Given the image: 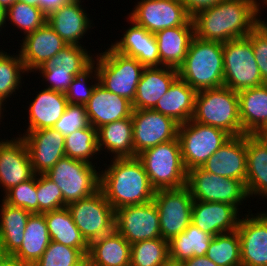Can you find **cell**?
<instances>
[{
	"mask_svg": "<svg viewBox=\"0 0 267 266\" xmlns=\"http://www.w3.org/2000/svg\"><path fill=\"white\" fill-rule=\"evenodd\" d=\"M97 153L99 154L97 129L92 125L78 129L65 137L66 157L94 164L92 162L98 158Z\"/></svg>",
	"mask_w": 267,
	"mask_h": 266,
	"instance_id": "37",
	"label": "cell"
},
{
	"mask_svg": "<svg viewBox=\"0 0 267 266\" xmlns=\"http://www.w3.org/2000/svg\"><path fill=\"white\" fill-rule=\"evenodd\" d=\"M85 108L90 125L96 129L105 124L131 117L133 111L131 101L106 90L99 83L95 86Z\"/></svg>",
	"mask_w": 267,
	"mask_h": 266,
	"instance_id": "24",
	"label": "cell"
},
{
	"mask_svg": "<svg viewBox=\"0 0 267 266\" xmlns=\"http://www.w3.org/2000/svg\"><path fill=\"white\" fill-rule=\"evenodd\" d=\"M0 266H31L18 260L14 255L0 253Z\"/></svg>",
	"mask_w": 267,
	"mask_h": 266,
	"instance_id": "53",
	"label": "cell"
},
{
	"mask_svg": "<svg viewBox=\"0 0 267 266\" xmlns=\"http://www.w3.org/2000/svg\"><path fill=\"white\" fill-rule=\"evenodd\" d=\"M261 77L267 84V26L260 22L248 35Z\"/></svg>",
	"mask_w": 267,
	"mask_h": 266,
	"instance_id": "48",
	"label": "cell"
},
{
	"mask_svg": "<svg viewBox=\"0 0 267 266\" xmlns=\"http://www.w3.org/2000/svg\"><path fill=\"white\" fill-rule=\"evenodd\" d=\"M196 94L192 87L178 77L153 110L173 118L179 124L186 123L193 116Z\"/></svg>",
	"mask_w": 267,
	"mask_h": 266,
	"instance_id": "29",
	"label": "cell"
},
{
	"mask_svg": "<svg viewBox=\"0 0 267 266\" xmlns=\"http://www.w3.org/2000/svg\"><path fill=\"white\" fill-rule=\"evenodd\" d=\"M258 141L267 147V124L262 125L252 134Z\"/></svg>",
	"mask_w": 267,
	"mask_h": 266,
	"instance_id": "54",
	"label": "cell"
},
{
	"mask_svg": "<svg viewBox=\"0 0 267 266\" xmlns=\"http://www.w3.org/2000/svg\"><path fill=\"white\" fill-rule=\"evenodd\" d=\"M40 73V76L46 82V89L54 90L61 93H66L74 75L69 70H57V67L38 68L34 73Z\"/></svg>",
	"mask_w": 267,
	"mask_h": 266,
	"instance_id": "49",
	"label": "cell"
},
{
	"mask_svg": "<svg viewBox=\"0 0 267 266\" xmlns=\"http://www.w3.org/2000/svg\"><path fill=\"white\" fill-rule=\"evenodd\" d=\"M93 65L102 87L133 102L145 68L136 58L120 54L108 46L104 52L95 55Z\"/></svg>",
	"mask_w": 267,
	"mask_h": 266,
	"instance_id": "5",
	"label": "cell"
},
{
	"mask_svg": "<svg viewBox=\"0 0 267 266\" xmlns=\"http://www.w3.org/2000/svg\"><path fill=\"white\" fill-rule=\"evenodd\" d=\"M38 92L28 106L25 132L53 128L69 104L64 93L46 88Z\"/></svg>",
	"mask_w": 267,
	"mask_h": 266,
	"instance_id": "26",
	"label": "cell"
},
{
	"mask_svg": "<svg viewBox=\"0 0 267 266\" xmlns=\"http://www.w3.org/2000/svg\"><path fill=\"white\" fill-rule=\"evenodd\" d=\"M3 20H4V12L2 11V9L0 8V32L3 30L2 26H3Z\"/></svg>",
	"mask_w": 267,
	"mask_h": 266,
	"instance_id": "59",
	"label": "cell"
},
{
	"mask_svg": "<svg viewBox=\"0 0 267 266\" xmlns=\"http://www.w3.org/2000/svg\"><path fill=\"white\" fill-rule=\"evenodd\" d=\"M25 70L20 54L16 51L13 55L0 50V99L3 102L10 100L12 94L22 89V75ZM17 90V91H16Z\"/></svg>",
	"mask_w": 267,
	"mask_h": 266,
	"instance_id": "38",
	"label": "cell"
},
{
	"mask_svg": "<svg viewBox=\"0 0 267 266\" xmlns=\"http://www.w3.org/2000/svg\"><path fill=\"white\" fill-rule=\"evenodd\" d=\"M89 164L70 157L61 158L45 175L62 192L63 203L87 198L100 190V165Z\"/></svg>",
	"mask_w": 267,
	"mask_h": 266,
	"instance_id": "7",
	"label": "cell"
},
{
	"mask_svg": "<svg viewBox=\"0 0 267 266\" xmlns=\"http://www.w3.org/2000/svg\"><path fill=\"white\" fill-rule=\"evenodd\" d=\"M177 78V69L165 66L145 67L137 85L132 108L153 109Z\"/></svg>",
	"mask_w": 267,
	"mask_h": 266,
	"instance_id": "25",
	"label": "cell"
},
{
	"mask_svg": "<svg viewBox=\"0 0 267 266\" xmlns=\"http://www.w3.org/2000/svg\"><path fill=\"white\" fill-rule=\"evenodd\" d=\"M26 143L33 171L46 174L61 158L65 157V137L54 128L18 134Z\"/></svg>",
	"mask_w": 267,
	"mask_h": 266,
	"instance_id": "17",
	"label": "cell"
},
{
	"mask_svg": "<svg viewBox=\"0 0 267 266\" xmlns=\"http://www.w3.org/2000/svg\"><path fill=\"white\" fill-rule=\"evenodd\" d=\"M247 176L246 190L249 198L267 199V147L253 135H246ZM254 195V196H253Z\"/></svg>",
	"mask_w": 267,
	"mask_h": 266,
	"instance_id": "32",
	"label": "cell"
},
{
	"mask_svg": "<svg viewBox=\"0 0 267 266\" xmlns=\"http://www.w3.org/2000/svg\"><path fill=\"white\" fill-rule=\"evenodd\" d=\"M17 0H0V8L5 12L10 6H12Z\"/></svg>",
	"mask_w": 267,
	"mask_h": 266,
	"instance_id": "55",
	"label": "cell"
},
{
	"mask_svg": "<svg viewBox=\"0 0 267 266\" xmlns=\"http://www.w3.org/2000/svg\"><path fill=\"white\" fill-rule=\"evenodd\" d=\"M130 260L131 244L116 229L89 244L90 266H130Z\"/></svg>",
	"mask_w": 267,
	"mask_h": 266,
	"instance_id": "27",
	"label": "cell"
},
{
	"mask_svg": "<svg viewBox=\"0 0 267 266\" xmlns=\"http://www.w3.org/2000/svg\"><path fill=\"white\" fill-rule=\"evenodd\" d=\"M178 77L196 92L224 86L223 43L192 39Z\"/></svg>",
	"mask_w": 267,
	"mask_h": 266,
	"instance_id": "3",
	"label": "cell"
},
{
	"mask_svg": "<svg viewBox=\"0 0 267 266\" xmlns=\"http://www.w3.org/2000/svg\"><path fill=\"white\" fill-rule=\"evenodd\" d=\"M242 135H252L267 124V84L238 92Z\"/></svg>",
	"mask_w": 267,
	"mask_h": 266,
	"instance_id": "31",
	"label": "cell"
},
{
	"mask_svg": "<svg viewBox=\"0 0 267 266\" xmlns=\"http://www.w3.org/2000/svg\"><path fill=\"white\" fill-rule=\"evenodd\" d=\"M237 230L213 236L206 256L218 266H242Z\"/></svg>",
	"mask_w": 267,
	"mask_h": 266,
	"instance_id": "39",
	"label": "cell"
},
{
	"mask_svg": "<svg viewBox=\"0 0 267 266\" xmlns=\"http://www.w3.org/2000/svg\"><path fill=\"white\" fill-rule=\"evenodd\" d=\"M257 0H222L192 17L195 36L205 41L228 42L243 38L260 23Z\"/></svg>",
	"mask_w": 267,
	"mask_h": 266,
	"instance_id": "1",
	"label": "cell"
},
{
	"mask_svg": "<svg viewBox=\"0 0 267 266\" xmlns=\"http://www.w3.org/2000/svg\"><path fill=\"white\" fill-rule=\"evenodd\" d=\"M187 12L193 17L198 12L218 4L222 0H180Z\"/></svg>",
	"mask_w": 267,
	"mask_h": 266,
	"instance_id": "50",
	"label": "cell"
},
{
	"mask_svg": "<svg viewBox=\"0 0 267 266\" xmlns=\"http://www.w3.org/2000/svg\"><path fill=\"white\" fill-rule=\"evenodd\" d=\"M128 17L148 32L194 26L192 17L180 0H140Z\"/></svg>",
	"mask_w": 267,
	"mask_h": 266,
	"instance_id": "13",
	"label": "cell"
},
{
	"mask_svg": "<svg viewBox=\"0 0 267 266\" xmlns=\"http://www.w3.org/2000/svg\"><path fill=\"white\" fill-rule=\"evenodd\" d=\"M241 212L233 205L222 202L194 200L191 223L215 236L237 230Z\"/></svg>",
	"mask_w": 267,
	"mask_h": 266,
	"instance_id": "22",
	"label": "cell"
},
{
	"mask_svg": "<svg viewBox=\"0 0 267 266\" xmlns=\"http://www.w3.org/2000/svg\"><path fill=\"white\" fill-rule=\"evenodd\" d=\"M232 136L223 129L193 120L179 124L178 140L186 171L202 167Z\"/></svg>",
	"mask_w": 267,
	"mask_h": 266,
	"instance_id": "8",
	"label": "cell"
},
{
	"mask_svg": "<svg viewBox=\"0 0 267 266\" xmlns=\"http://www.w3.org/2000/svg\"><path fill=\"white\" fill-rule=\"evenodd\" d=\"M191 120L242 135L238 92L225 86L197 92Z\"/></svg>",
	"mask_w": 267,
	"mask_h": 266,
	"instance_id": "4",
	"label": "cell"
},
{
	"mask_svg": "<svg viewBox=\"0 0 267 266\" xmlns=\"http://www.w3.org/2000/svg\"><path fill=\"white\" fill-rule=\"evenodd\" d=\"M194 37V26H178L157 31L155 38L160 55V66L178 69Z\"/></svg>",
	"mask_w": 267,
	"mask_h": 266,
	"instance_id": "28",
	"label": "cell"
},
{
	"mask_svg": "<svg viewBox=\"0 0 267 266\" xmlns=\"http://www.w3.org/2000/svg\"><path fill=\"white\" fill-rule=\"evenodd\" d=\"M153 201L159 214L162 239L169 241L191 223L194 199L187 186L156 190Z\"/></svg>",
	"mask_w": 267,
	"mask_h": 266,
	"instance_id": "12",
	"label": "cell"
},
{
	"mask_svg": "<svg viewBox=\"0 0 267 266\" xmlns=\"http://www.w3.org/2000/svg\"><path fill=\"white\" fill-rule=\"evenodd\" d=\"M87 50L83 45H66L39 68L57 67V70H69L74 76L81 75L93 65V57H95L94 54L89 53L91 51Z\"/></svg>",
	"mask_w": 267,
	"mask_h": 266,
	"instance_id": "40",
	"label": "cell"
},
{
	"mask_svg": "<svg viewBox=\"0 0 267 266\" xmlns=\"http://www.w3.org/2000/svg\"><path fill=\"white\" fill-rule=\"evenodd\" d=\"M137 157L155 190L186 186L187 171L182 161L178 137L146 149Z\"/></svg>",
	"mask_w": 267,
	"mask_h": 266,
	"instance_id": "6",
	"label": "cell"
},
{
	"mask_svg": "<svg viewBox=\"0 0 267 266\" xmlns=\"http://www.w3.org/2000/svg\"><path fill=\"white\" fill-rule=\"evenodd\" d=\"M66 207L89 244L115 229V210L101 190L87 198L69 203Z\"/></svg>",
	"mask_w": 267,
	"mask_h": 266,
	"instance_id": "11",
	"label": "cell"
},
{
	"mask_svg": "<svg viewBox=\"0 0 267 266\" xmlns=\"http://www.w3.org/2000/svg\"><path fill=\"white\" fill-rule=\"evenodd\" d=\"M257 1H259V2H257L258 3V16H259V19H260V22H265V20L263 19L262 20V18H261V15L260 14H262L261 13V10H262V8H261V6H267V0H257ZM262 4V5H261Z\"/></svg>",
	"mask_w": 267,
	"mask_h": 266,
	"instance_id": "56",
	"label": "cell"
},
{
	"mask_svg": "<svg viewBox=\"0 0 267 266\" xmlns=\"http://www.w3.org/2000/svg\"><path fill=\"white\" fill-rule=\"evenodd\" d=\"M206 172L246 183V134L232 136L201 167Z\"/></svg>",
	"mask_w": 267,
	"mask_h": 266,
	"instance_id": "20",
	"label": "cell"
},
{
	"mask_svg": "<svg viewBox=\"0 0 267 266\" xmlns=\"http://www.w3.org/2000/svg\"><path fill=\"white\" fill-rule=\"evenodd\" d=\"M247 212L237 227L242 266H267V211Z\"/></svg>",
	"mask_w": 267,
	"mask_h": 266,
	"instance_id": "16",
	"label": "cell"
},
{
	"mask_svg": "<svg viewBox=\"0 0 267 266\" xmlns=\"http://www.w3.org/2000/svg\"><path fill=\"white\" fill-rule=\"evenodd\" d=\"M98 149L111 158L134 157L132 117L105 124L97 129Z\"/></svg>",
	"mask_w": 267,
	"mask_h": 266,
	"instance_id": "30",
	"label": "cell"
},
{
	"mask_svg": "<svg viewBox=\"0 0 267 266\" xmlns=\"http://www.w3.org/2000/svg\"><path fill=\"white\" fill-rule=\"evenodd\" d=\"M223 58L225 87L239 92L265 84L249 36L224 42Z\"/></svg>",
	"mask_w": 267,
	"mask_h": 266,
	"instance_id": "9",
	"label": "cell"
},
{
	"mask_svg": "<svg viewBox=\"0 0 267 266\" xmlns=\"http://www.w3.org/2000/svg\"><path fill=\"white\" fill-rule=\"evenodd\" d=\"M83 266H90L87 262Z\"/></svg>",
	"mask_w": 267,
	"mask_h": 266,
	"instance_id": "61",
	"label": "cell"
},
{
	"mask_svg": "<svg viewBox=\"0 0 267 266\" xmlns=\"http://www.w3.org/2000/svg\"><path fill=\"white\" fill-rule=\"evenodd\" d=\"M110 162L100 171V190L114 210L153 201L156 190L137 156Z\"/></svg>",
	"mask_w": 267,
	"mask_h": 266,
	"instance_id": "2",
	"label": "cell"
},
{
	"mask_svg": "<svg viewBox=\"0 0 267 266\" xmlns=\"http://www.w3.org/2000/svg\"><path fill=\"white\" fill-rule=\"evenodd\" d=\"M212 238L190 223L182 233L168 241L170 262L181 264L194 256H206Z\"/></svg>",
	"mask_w": 267,
	"mask_h": 266,
	"instance_id": "36",
	"label": "cell"
},
{
	"mask_svg": "<svg viewBox=\"0 0 267 266\" xmlns=\"http://www.w3.org/2000/svg\"><path fill=\"white\" fill-rule=\"evenodd\" d=\"M130 25L121 39L111 43V47L120 54L136 58L144 67H159L160 55L155 34L137 25L128 16Z\"/></svg>",
	"mask_w": 267,
	"mask_h": 266,
	"instance_id": "23",
	"label": "cell"
},
{
	"mask_svg": "<svg viewBox=\"0 0 267 266\" xmlns=\"http://www.w3.org/2000/svg\"><path fill=\"white\" fill-rule=\"evenodd\" d=\"M164 266H181V264L169 262L168 264Z\"/></svg>",
	"mask_w": 267,
	"mask_h": 266,
	"instance_id": "60",
	"label": "cell"
},
{
	"mask_svg": "<svg viewBox=\"0 0 267 266\" xmlns=\"http://www.w3.org/2000/svg\"><path fill=\"white\" fill-rule=\"evenodd\" d=\"M131 117L134 157L178 137L179 123L153 109H133Z\"/></svg>",
	"mask_w": 267,
	"mask_h": 266,
	"instance_id": "14",
	"label": "cell"
},
{
	"mask_svg": "<svg viewBox=\"0 0 267 266\" xmlns=\"http://www.w3.org/2000/svg\"><path fill=\"white\" fill-rule=\"evenodd\" d=\"M89 125L85 105L68 104L64 114L55 123L53 128L66 137L76 130Z\"/></svg>",
	"mask_w": 267,
	"mask_h": 266,
	"instance_id": "47",
	"label": "cell"
},
{
	"mask_svg": "<svg viewBox=\"0 0 267 266\" xmlns=\"http://www.w3.org/2000/svg\"><path fill=\"white\" fill-rule=\"evenodd\" d=\"M84 0H71L47 16L48 25L60 36L67 45L81 46L82 38L93 28V20L88 16Z\"/></svg>",
	"mask_w": 267,
	"mask_h": 266,
	"instance_id": "21",
	"label": "cell"
},
{
	"mask_svg": "<svg viewBox=\"0 0 267 266\" xmlns=\"http://www.w3.org/2000/svg\"><path fill=\"white\" fill-rule=\"evenodd\" d=\"M6 21H10L13 27L20 29V32L24 34L23 36H26L42 27L47 21V16L39 7L17 0L4 12L2 28L6 27Z\"/></svg>",
	"mask_w": 267,
	"mask_h": 266,
	"instance_id": "41",
	"label": "cell"
},
{
	"mask_svg": "<svg viewBox=\"0 0 267 266\" xmlns=\"http://www.w3.org/2000/svg\"><path fill=\"white\" fill-rule=\"evenodd\" d=\"M5 104H6V102H3L1 99H0V122H2V120H3V112H5ZM2 119V120H1ZM1 124V123H0Z\"/></svg>",
	"mask_w": 267,
	"mask_h": 266,
	"instance_id": "58",
	"label": "cell"
},
{
	"mask_svg": "<svg viewBox=\"0 0 267 266\" xmlns=\"http://www.w3.org/2000/svg\"><path fill=\"white\" fill-rule=\"evenodd\" d=\"M170 262L168 241L162 238L131 245L130 266H164Z\"/></svg>",
	"mask_w": 267,
	"mask_h": 266,
	"instance_id": "42",
	"label": "cell"
},
{
	"mask_svg": "<svg viewBox=\"0 0 267 266\" xmlns=\"http://www.w3.org/2000/svg\"><path fill=\"white\" fill-rule=\"evenodd\" d=\"M51 241L79 249L86 257L89 243L85 240L67 207L43 213Z\"/></svg>",
	"mask_w": 267,
	"mask_h": 266,
	"instance_id": "34",
	"label": "cell"
},
{
	"mask_svg": "<svg viewBox=\"0 0 267 266\" xmlns=\"http://www.w3.org/2000/svg\"><path fill=\"white\" fill-rule=\"evenodd\" d=\"M181 266H218L207 256H194L191 259L185 260Z\"/></svg>",
	"mask_w": 267,
	"mask_h": 266,
	"instance_id": "52",
	"label": "cell"
},
{
	"mask_svg": "<svg viewBox=\"0 0 267 266\" xmlns=\"http://www.w3.org/2000/svg\"><path fill=\"white\" fill-rule=\"evenodd\" d=\"M20 57L27 75L53 58L67 44L46 22L42 27L27 34L20 40Z\"/></svg>",
	"mask_w": 267,
	"mask_h": 266,
	"instance_id": "19",
	"label": "cell"
},
{
	"mask_svg": "<svg viewBox=\"0 0 267 266\" xmlns=\"http://www.w3.org/2000/svg\"><path fill=\"white\" fill-rule=\"evenodd\" d=\"M18 1L24 2L34 7H39V0H18Z\"/></svg>",
	"mask_w": 267,
	"mask_h": 266,
	"instance_id": "57",
	"label": "cell"
},
{
	"mask_svg": "<svg viewBox=\"0 0 267 266\" xmlns=\"http://www.w3.org/2000/svg\"><path fill=\"white\" fill-rule=\"evenodd\" d=\"M51 239L44 214H30L20 248L13 254L29 265L36 263L50 244Z\"/></svg>",
	"mask_w": 267,
	"mask_h": 266,
	"instance_id": "35",
	"label": "cell"
},
{
	"mask_svg": "<svg viewBox=\"0 0 267 266\" xmlns=\"http://www.w3.org/2000/svg\"><path fill=\"white\" fill-rule=\"evenodd\" d=\"M37 199L41 214L66 207L61 190L45 174L37 175Z\"/></svg>",
	"mask_w": 267,
	"mask_h": 266,
	"instance_id": "46",
	"label": "cell"
},
{
	"mask_svg": "<svg viewBox=\"0 0 267 266\" xmlns=\"http://www.w3.org/2000/svg\"><path fill=\"white\" fill-rule=\"evenodd\" d=\"M7 139V140H6ZM35 175L29 152L21 136L0 138V189L4 195L12 187Z\"/></svg>",
	"mask_w": 267,
	"mask_h": 266,
	"instance_id": "18",
	"label": "cell"
},
{
	"mask_svg": "<svg viewBox=\"0 0 267 266\" xmlns=\"http://www.w3.org/2000/svg\"><path fill=\"white\" fill-rule=\"evenodd\" d=\"M86 262L87 257L79 249L51 241L32 266H83Z\"/></svg>",
	"mask_w": 267,
	"mask_h": 266,
	"instance_id": "43",
	"label": "cell"
},
{
	"mask_svg": "<svg viewBox=\"0 0 267 266\" xmlns=\"http://www.w3.org/2000/svg\"><path fill=\"white\" fill-rule=\"evenodd\" d=\"M71 0H39V8L48 16L50 13L69 3Z\"/></svg>",
	"mask_w": 267,
	"mask_h": 266,
	"instance_id": "51",
	"label": "cell"
},
{
	"mask_svg": "<svg viewBox=\"0 0 267 266\" xmlns=\"http://www.w3.org/2000/svg\"><path fill=\"white\" fill-rule=\"evenodd\" d=\"M115 229L131 245L161 238L159 214L154 201L115 210Z\"/></svg>",
	"mask_w": 267,
	"mask_h": 266,
	"instance_id": "15",
	"label": "cell"
},
{
	"mask_svg": "<svg viewBox=\"0 0 267 266\" xmlns=\"http://www.w3.org/2000/svg\"><path fill=\"white\" fill-rule=\"evenodd\" d=\"M89 81L90 85L88 83ZM98 83L99 81L97 70L95 66L92 65L87 71H85L81 75L74 77L68 90L65 93L68 103L85 105L91 98L94 88Z\"/></svg>",
	"mask_w": 267,
	"mask_h": 266,
	"instance_id": "45",
	"label": "cell"
},
{
	"mask_svg": "<svg viewBox=\"0 0 267 266\" xmlns=\"http://www.w3.org/2000/svg\"><path fill=\"white\" fill-rule=\"evenodd\" d=\"M186 186L194 200L222 202L233 205L238 211L245 200H249L243 181L206 172L201 167L187 171Z\"/></svg>",
	"mask_w": 267,
	"mask_h": 266,
	"instance_id": "10",
	"label": "cell"
},
{
	"mask_svg": "<svg viewBox=\"0 0 267 266\" xmlns=\"http://www.w3.org/2000/svg\"><path fill=\"white\" fill-rule=\"evenodd\" d=\"M0 204V253L13 255L22 245L30 212L13 207L3 200Z\"/></svg>",
	"mask_w": 267,
	"mask_h": 266,
	"instance_id": "33",
	"label": "cell"
},
{
	"mask_svg": "<svg viewBox=\"0 0 267 266\" xmlns=\"http://www.w3.org/2000/svg\"><path fill=\"white\" fill-rule=\"evenodd\" d=\"M13 207L23 208L31 214L38 213L37 175L8 190L2 199Z\"/></svg>",
	"mask_w": 267,
	"mask_h": 266,
	"instance_id": "44",
	"label": "cell"
}]
</instances>
